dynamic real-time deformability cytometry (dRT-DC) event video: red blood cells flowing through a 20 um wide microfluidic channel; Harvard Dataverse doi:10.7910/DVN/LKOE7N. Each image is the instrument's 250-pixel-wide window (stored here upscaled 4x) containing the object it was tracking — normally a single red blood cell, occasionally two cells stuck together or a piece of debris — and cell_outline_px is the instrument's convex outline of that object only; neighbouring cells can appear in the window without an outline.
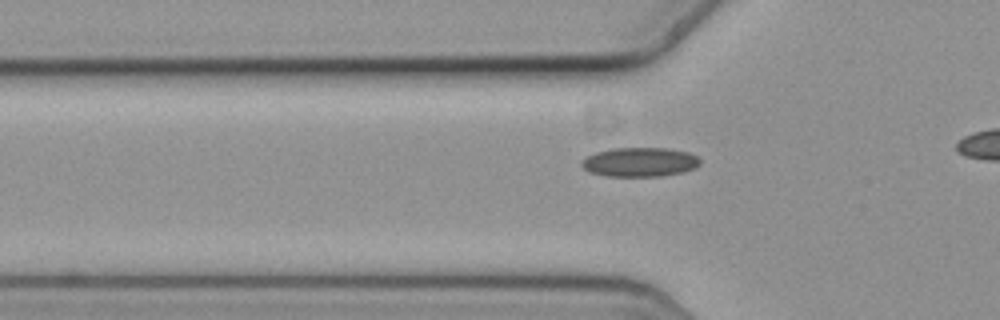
{"species": "common noctule bat (a hibernating species)", "species_latin": "Nyctalus noctula", "temperature_condition": "cold", "stored_images_in_passage": 27, "camera_frame_rate_fps": 3000, "um_per_image_px": 0.085, "animal": {"sex": "female", "body_mass_g": 19.3, "forearm_length_mm": 54.1}, "frame": {"image": 1, "passage_image": 8, "time_ms": 2.333, "image_size_px": [1000, 320], "cell_outline_px": [[700, 164], [696, 168], [684, 172], [660, 176], [604, 176], [588, 172], [580, 164], [580, 160], [596, 152], [612, 148], [668, 148], [688, 152], [696, 156], [700, 160]], "centroid_in_image_um": [54.37, 13.78], "position_along_channel_um": 71.4, "area_um2": 20.35}}
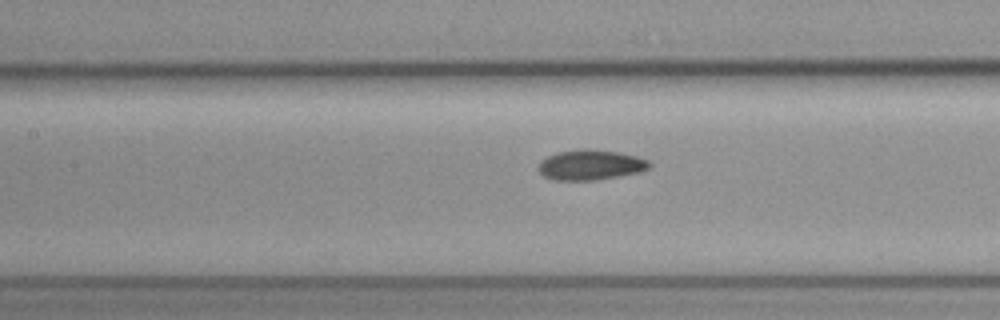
{"frame": {"image": 2, "passage_image": 15, "time_ms": 4.667, "image_size_px": [1000, 320], "cell_outline_px": [[652, 164], [648, 168], [640, 172], [596, 180], [552, 180], [544, 176], [540, 172], [540, 160], [556, 152], [580, 148], [588, 148], [620, 152], [636, 156], [648, 160]], "centroid_in_image_um": [50.2, 14.0], "position_along_channel_um": 157.2, "area_um2": 19.65}}
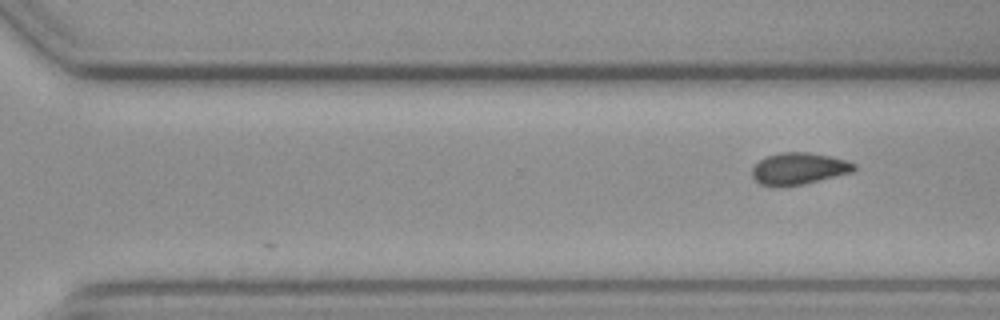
{"frame": {"image": 3, "passage_image": 27, "time_ms": 8.667, "image_size_px": [1000, 320], "cell_outline_px": [[856, 168], [852, 172], [804, 184], [760, 184], [752, 176], [752, 168], [760, 160], [768, 156], [780, 152], [808, 152], [848, 160], [856, 164]], "centroid_in_image_um": [67.94, 14.3], "position_along_channel_um": 302.7, "area_um2": 18.38}}